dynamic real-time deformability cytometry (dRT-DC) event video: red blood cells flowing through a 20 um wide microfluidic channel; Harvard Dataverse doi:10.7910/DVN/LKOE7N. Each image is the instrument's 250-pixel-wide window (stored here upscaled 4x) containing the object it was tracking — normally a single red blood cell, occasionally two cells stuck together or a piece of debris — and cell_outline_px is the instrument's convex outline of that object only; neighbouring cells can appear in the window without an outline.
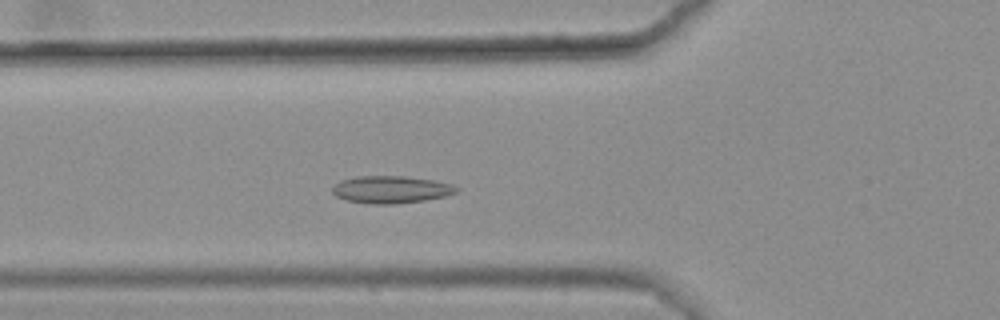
{"species": "common noctule bat (a hibernating species)", "species_latin": "Nyctalus noctula", "temperature_condition": "warm", "stored_images_in_passage": 42, "camera_frame_rate_fps": 3000, "um_per_image_px": 0.085, "animal": {"sex": "female", "body_mass_g": 25.1}, "frame": {"image": 1, "passage_image": 15, "time_ms": 4.667, "image_size_px": [1000, 320], "cell_outline_px": [[460, 188], [456, 192], [444, 196], [424, 200], [396, 204], [368, 204], [348, 200], [336, 196], [332, 192], [332, 188], [340, 180], [360, 176], [404, 176], [436, 180], [452, 184]], "centroid_in_image_um": [33.25, 16.11], "position_along_channel_um": 92.6, "area_um2": 19.77}}
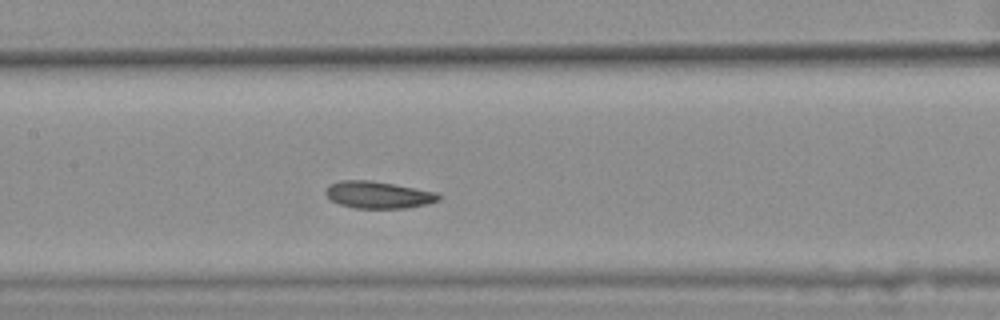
{"frame": {"image": 2, "passage_image": 22, "time_ms": 7.0, "image_size_px": [1000, 320], "cell_outline_px": [[440, 200], [428, 204], [408, 208], [356, 208], [340, 204], [332, 200], [324, 192], [328, 184], [340, 180], [372, 180], [440, 192]], "centroid_in_image_um": [32.19, 16.55], "position_along_channel_um": 175.2, "area_um2": 18.03}}
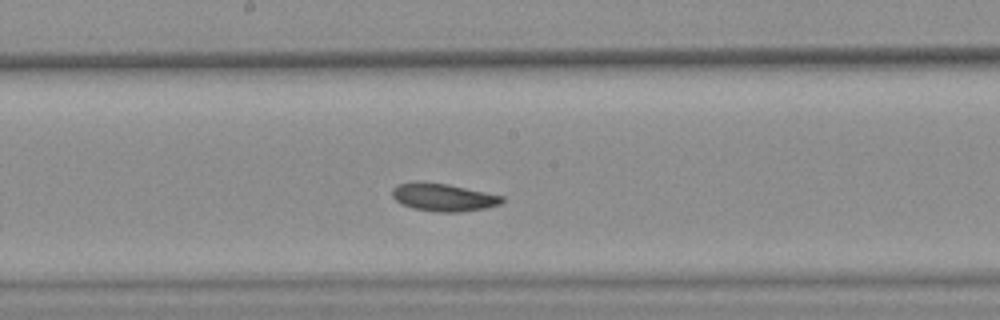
{"frame": {"image": 3, "passage_image": 25, "time_ms": 8.0, "image_size_px": [1000, 320], "cell_outline_px": [[504, 200], [500, 204], [484, 208], [460, 212], [436, 212], [412, 208], [400, 204], [392, 196], [392, 188], [396, 184], [416, 180], [448, 184], [504, 196]], "centroid_in_image_um": [37.62, 16.75], "position_along_channel_um": 210.6, "area_um2": 18.03}, "authors_computed_cell_mechanics": {"area_um2": 18.0336, "velocity_mm_per_s": 3.5467, "shape_relaxation_time_tau1_ms": 5.8241, "shape_relaxation_time_tau2_ms": 4.9978, "deformation_change_tau1": 0.1027, "deformation_change_tau2": 0.1022}}